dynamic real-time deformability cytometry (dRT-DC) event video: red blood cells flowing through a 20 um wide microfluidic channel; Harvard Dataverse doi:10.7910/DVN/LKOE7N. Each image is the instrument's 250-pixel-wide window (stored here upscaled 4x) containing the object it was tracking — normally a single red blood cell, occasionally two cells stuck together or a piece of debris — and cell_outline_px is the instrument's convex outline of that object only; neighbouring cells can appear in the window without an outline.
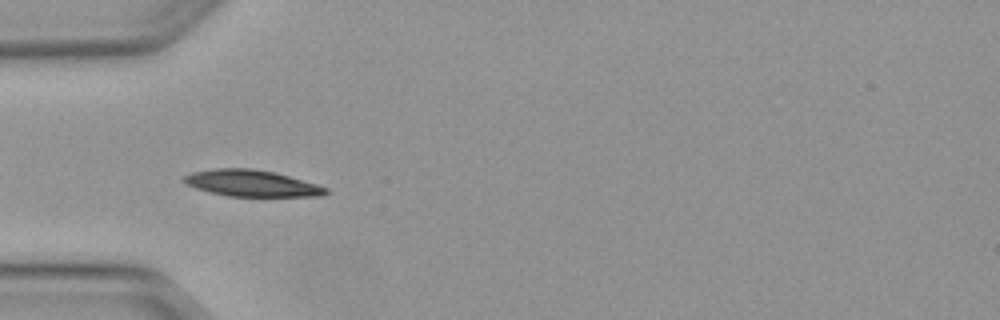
{"species": "Egyptian fruit bat (a non-hibernating species)", "species_latin": "Rousettus aegyptiacus", "temperature_condition": "warm", "stored_images_in_passage": 9, "camera_frame_rate_fps": 3000, "um_per_image_px": 0.085, "animal": {"sex": "female"}, "frame": {"image": 1, "passage_image": 2, "time_ms": 0.333, "image_size_px": [1000, 320], "cell_outline_px": [[328, 192], [320, 196], [228, 196], [196, 188], [188, 184], [184, 180], [184, 176], [192, 172], [212, 168], [252, 168], [276, 172], [316, 184], [328, 188]], "centroid_in_image_um": [21.4, 15.56], "position_along_channel_um": 63.6, "area_um2": 21.68}}